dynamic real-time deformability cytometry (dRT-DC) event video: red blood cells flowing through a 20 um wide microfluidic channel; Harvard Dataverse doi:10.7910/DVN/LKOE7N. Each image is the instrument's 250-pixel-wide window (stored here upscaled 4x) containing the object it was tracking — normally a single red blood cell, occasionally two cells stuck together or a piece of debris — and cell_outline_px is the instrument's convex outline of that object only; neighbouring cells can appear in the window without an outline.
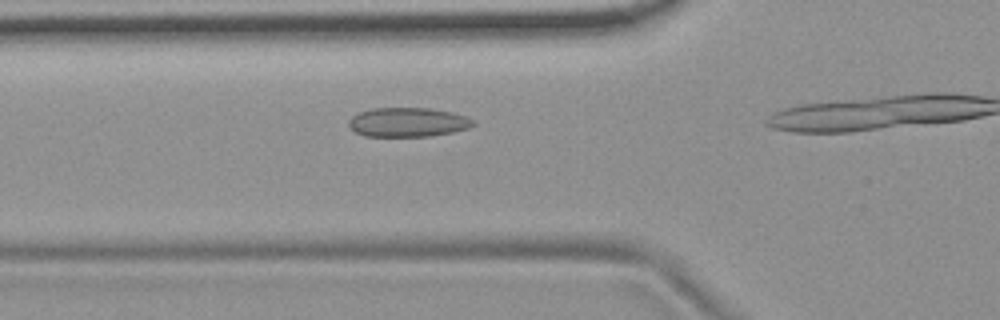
{"species": "common noctule bat (a hibernating species)", "species_latin": "Nyctalus noctula", "temperature_condition": "room temperature", "stored_images_in_passage": 11, "camera_frame_rate_fps": 3000, "um_per_image_px": 0.085, "animal": {"sex": "female", "body_mass_g": 19.9}, "frame": {"image": 1, "passage_image": 7, "time_ms": 2.0, "image_size_px": [1000, 320], "cell_outline_px": [[476, 124], [468, 128], [452, 132], [428, 136], [364, 136], [356, 132], [348, 124], [348, 120], [352, 116], [360, 112], [372, 108], [428, 108], [452, 112], [476, 120]], "centroid_in_image_um": [34.68, 10.38], "position_along_channel_um": 91.1, "area_um2": 21.15}}
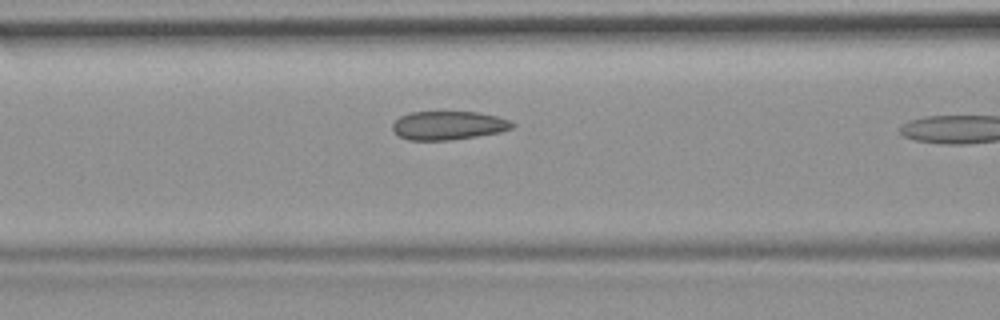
{"frame": {"image": 2, "passage_image": 10, "time_ms": 3.0, "image_size_px": [1000, 320], "cell_outline_px": [[516, 124], [512, 128], [500, 132], [476, 136], [448, 140], [408, 140], [400, 136], [392, 128], [392, 124], [400, 116], [412, 112], [476, 112], [496, 116], [508, 120]], "centroid_in_image_um": [38.11, 10.66], "position_along_channel_um": 128.5, "area_um2": 19.77}}